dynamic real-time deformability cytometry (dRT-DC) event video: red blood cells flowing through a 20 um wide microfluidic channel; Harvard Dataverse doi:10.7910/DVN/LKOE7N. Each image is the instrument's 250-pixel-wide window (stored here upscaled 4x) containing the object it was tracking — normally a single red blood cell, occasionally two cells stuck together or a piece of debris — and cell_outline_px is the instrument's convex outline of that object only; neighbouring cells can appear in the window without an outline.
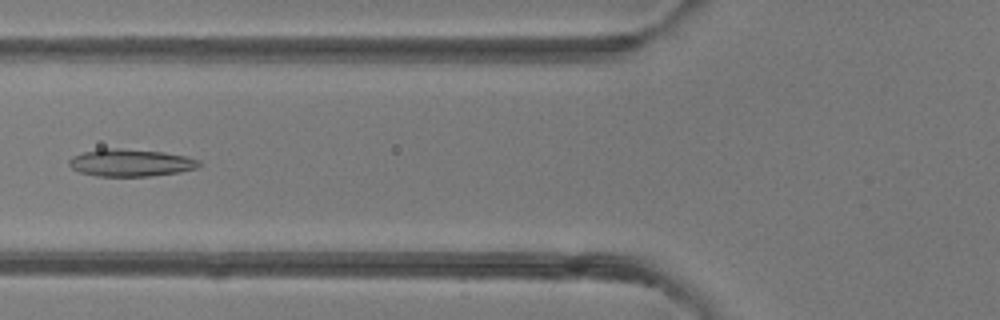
{"species": "common noctule bat (a hibernating species)", "species_latin": "Nyctalus noctula", "temperature_condition": "room temperature", "stored_images_in_passage": 47, "camera_frame_rate_fps": 3000, "um_per_image_px": 0.085, "animal": {"sex": "female"}, "frame": {"image": 1, "passage_image": 18, "time_ms": 5.667, "image_size_px": [1000, 320], "cell_outline_px": [[200, 168], [180, 172], [148, 176], [96, 176], [80, 172], [72, 168], [68, 164], [68, 160], [72, 156], [84, 152], [100, 148], [120, 148], [164, 152], [188, 156], [200, 160]], "centroid_in_image_um": [11.13, 13.83], "position_along_channel_um": 114.7, "area_um2": 20.92}}
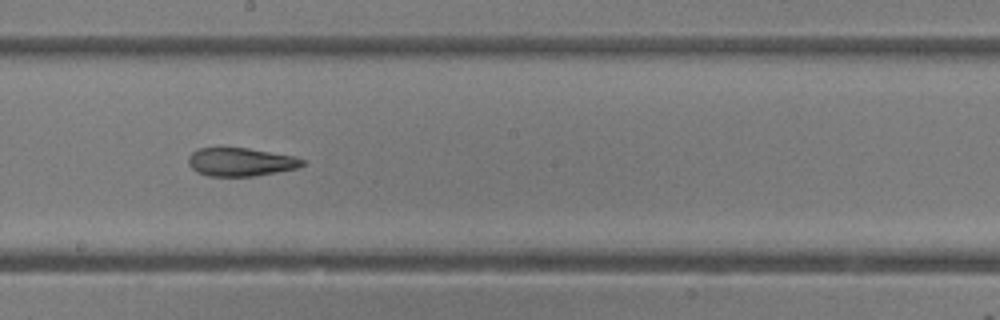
{"frame": {"image": 2, "passage_image": 26, "time_ms": 8.333, "image_size_px": [1000, 320], "cell_outline_px": [[304, 164], [296, 168], [256, 176], [208, 176], [196, 172], [188, 164], [188, 156], [196, 148], [248, 148], [296, 156], [304, 160]], "centroid_in_image_um": [20.43, 13.76], "position_along_channel_um": 227.8, "area_um2": 18.9}}
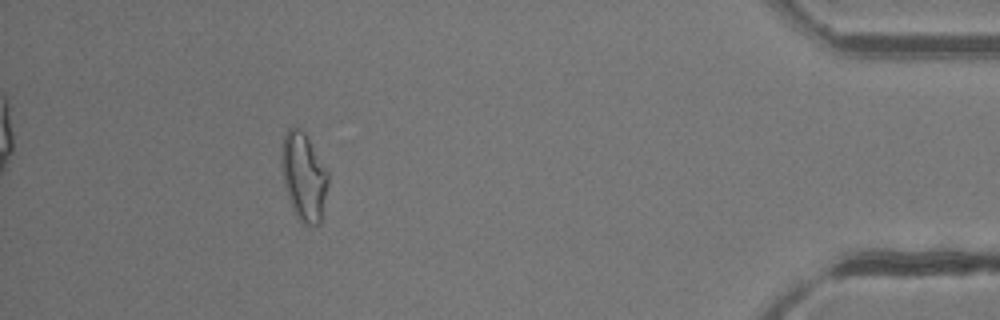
{"frame": {"image": 3, "passage_image": 43, "time_ms": 14.0, "image_size_px": [1000, 320], "cell_outline_px": [[328, 184], [320, 224], [316, 228], [304, 224], [296, 216], [292, 208], [284, 184], [280, 160], [280, 152], [284, 136], [288, 128], [300, 128], [304, 132], [328, 172]], "centroid_in_image_um": [25.81, 15.05], "position_along_channel_um": 409.4, "area_um2": 23.87}, "authors_computed_cell_mechanics": {"area_um2": 22.0796, "velocity_mm_per_s": 4.229, "shape_relaxation_time_tau1_ms": 7.5706, "shape_relaxation_time_tau2_ms": 2.5068, "deformation_change_tau1": 0.2235, "deformation_change_tau2": 0.12}}